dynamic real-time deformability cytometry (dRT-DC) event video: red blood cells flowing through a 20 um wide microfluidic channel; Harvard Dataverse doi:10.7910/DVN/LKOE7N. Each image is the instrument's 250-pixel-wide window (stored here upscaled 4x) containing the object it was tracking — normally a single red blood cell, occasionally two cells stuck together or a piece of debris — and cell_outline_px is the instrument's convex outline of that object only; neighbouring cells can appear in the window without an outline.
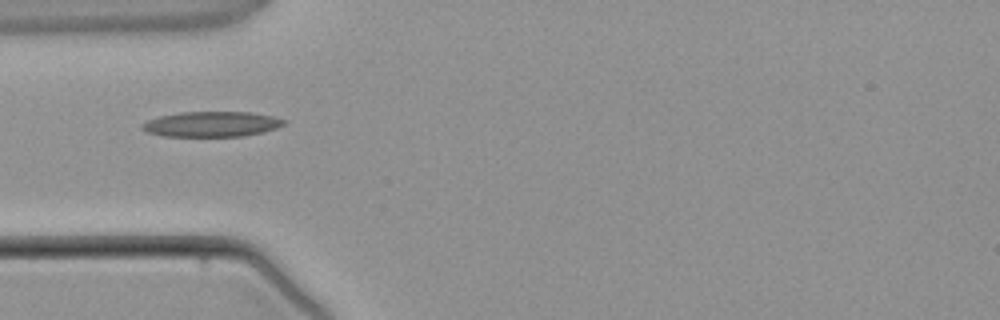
{"species": "common noctule bat (a hibernating species)", "species_latin": "Nyctalus noctula", "temperature_condition": "warm", "stored_images_in_passage": 1, "camera_frame_rate_fps": 3000, "um_per_image_px": 0.085, "animal": {"sex": "male", "body_mass_g": 21.5, "forearm_length_mm": 52.0}, "frame": {"image": 1, "passage_image": 1, "time_ms": 0.0, "image_size_px": [1000, 320], "cell_outline_px": [[288, 120], [284, 124], [276, 128], [264, 132], [244, 136], [164, 136], [148, 132], [140, 128], [140, 124], [148, 120], [160, 116], [180, 112], [252, 112], [272, 116]], "centroid_in_image_um": [18.0, 10.55], "position_along_channel_um": 67.0, "area_um2": 20.92}}